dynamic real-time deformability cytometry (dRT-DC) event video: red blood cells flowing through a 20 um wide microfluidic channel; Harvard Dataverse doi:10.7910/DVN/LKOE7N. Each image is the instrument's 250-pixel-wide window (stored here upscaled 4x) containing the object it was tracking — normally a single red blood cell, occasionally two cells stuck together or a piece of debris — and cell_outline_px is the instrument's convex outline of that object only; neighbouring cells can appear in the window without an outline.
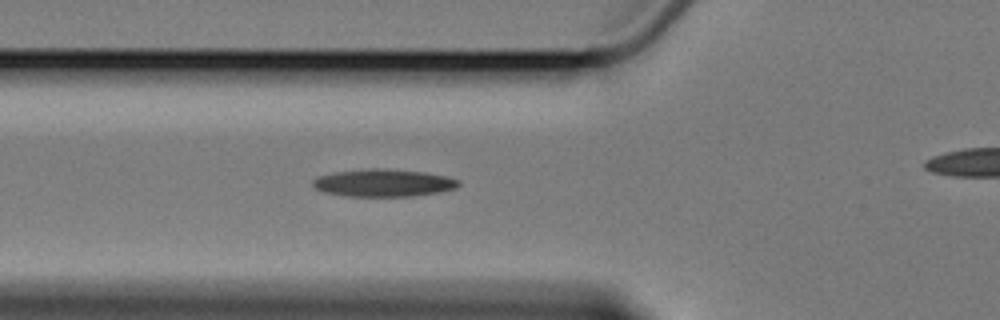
{"species": "Egyptian fruit bat (a non-hibernating species)", "species_latin": "Rousettus aegyptiacus", "temperature_condition": "cold", "stored_images_in_passage": 3, "segment_of_instrument_passage": [1, 2], "camera_frame_rate_fps": 3000, "um_per_image_px": 0.085, "animal": {"sex": "female"}, "frame": {"image": 1, "passage_image": 2, "time_ms": 1.0, "image_size_px": [1000, 320], "cell_outline_px": [[460, 184], [456, 188], [440, 192], [412, 196], [344, 196], [324, 192], [316, 188], [312, 184], [312, 180], [316, 176], [332, 172], [368, 168], [380, 168], [424, 172], [448, 176], [460, 180]], "centroid_in_image_um": [32.58, 15.54], "position_along_channel_um": 93.2, "area_um2": 23.58}}